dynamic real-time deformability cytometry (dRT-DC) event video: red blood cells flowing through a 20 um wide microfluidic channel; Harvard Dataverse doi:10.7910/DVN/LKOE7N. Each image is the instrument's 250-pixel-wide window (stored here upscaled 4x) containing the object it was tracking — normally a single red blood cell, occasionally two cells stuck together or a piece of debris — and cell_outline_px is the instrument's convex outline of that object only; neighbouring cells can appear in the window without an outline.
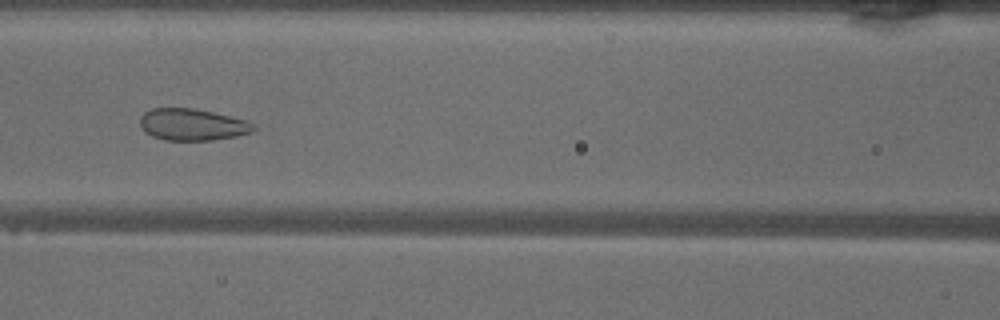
{"species": "common noctule bat (a hibernating species)", "species_latin": "Nyctalus noctula", "temperature_condition": "warm", "stored_images_in_passage": 46, "camera_frame_rate_fps": 3000, "um_per_image_px": 0.085, "animal": {"sex": "male", "body_mass_g": 18.8}, "frame": {"image": 1, "passage_image": 18, "time_ms": 5.667, "image_size_px": [1000, 320], "cell_outline_px": [[256, 128], [248, 132], [236, 136], [212, 140], [164, 140], [152, 136], [144, 132], [140, 124], [140, 116], [144, 112], [152, 108], [192, 108], [212, 112], [244, 120], [256, 124]], "centroid_in_image_um": [16.3, 10.59], "position_along_channel_um": 150.3, "area_um2": 20.87}}
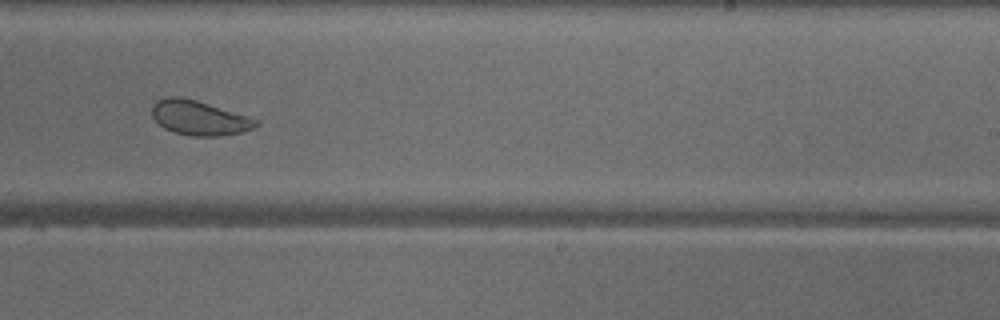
{"frame": {"image": 2, "passage_image": 27, "time_ms": 8.667, "image_size_px": [1000, 320], "cell_outline_px": [[260, 124], [252, 128], [240, 132], [220, 136], [192, 136], [172, 132], [164, 128], [152, 116], [152, 104], [156, 100], [168, 96], [180, 96], [196, 100], [248, 116], [260, 120]], "centroid_in_image_um": [16.91, 10.01], "position_along_channel_um": 272.1, "area_um2": 20.98}}
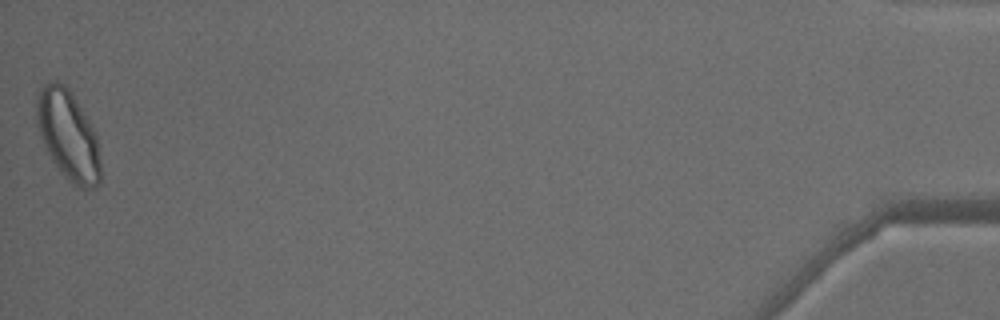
{"frame": {"image": 3, "passage_image": 46, "time_ms": 15.0, "image_size_px": [1000, 320], "cell_outline_px": [[100, 184], [96, 188], [80, 188], [72, 184], [68, 180], [56, 164], [48, 152], [40, 136], [36, 120], [36, 96], [40, 88], [44, 84], [56, 80], [68, 88], [96, 132], [100, 164]], "centroid_in_image_um": [5.79, 11.49], "position_along_channel_um": 429.4, "area_um2": 33.12}, "authors_computed_cell_mechanics": {"area_um2": 25.9233, "velocity_mm_per_s": 4.0745, "shape_relaxation_time_tau1_ms": 4.7116, "shape_relaxation_time_tau2_ms": 0.7503, "deformation_change_tau1": 0.078, "deformation_change_tau2": 0.067}}